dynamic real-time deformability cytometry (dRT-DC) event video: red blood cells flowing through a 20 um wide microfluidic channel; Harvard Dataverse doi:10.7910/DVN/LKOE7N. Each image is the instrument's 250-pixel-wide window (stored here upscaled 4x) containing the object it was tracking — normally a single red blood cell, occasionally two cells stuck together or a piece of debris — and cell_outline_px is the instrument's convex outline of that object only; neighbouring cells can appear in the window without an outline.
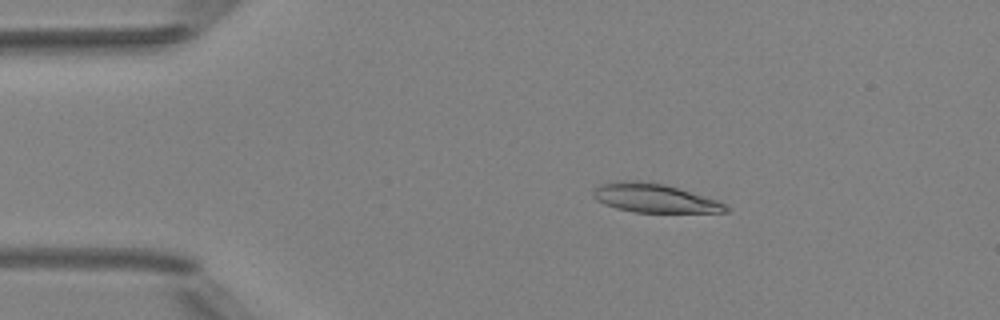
{"species": "Egyptian fruit bat (a non-hibernating species)", "species_latin": "Rousettus aegyptiacus", "temperature_condition": "room temperature", "stored_images_in_passage": 4, "camera_frame_rate_fps": 3000, "um_per_image_px": 0.085, "animal": {"sex": "female"}, "frame": {"image": 1, "passage_image": 3, "time_ms": 2.333, "image_size_px": [1000, 320], "cell_outline_px": [[728, 212], [632, 212], [616, 208], [604, 204], [596, 200], [592, 196], [592, 192], [596, 188], [604, 184], [624, 180], [640, 180], [664, 184], [704, 196], [716, 200], [724, 204], [728, 208]], "centroid_in_image_um": [55.59, 16.84], "position_along_channel_um": 29.4, "area_um2": 21.96}}